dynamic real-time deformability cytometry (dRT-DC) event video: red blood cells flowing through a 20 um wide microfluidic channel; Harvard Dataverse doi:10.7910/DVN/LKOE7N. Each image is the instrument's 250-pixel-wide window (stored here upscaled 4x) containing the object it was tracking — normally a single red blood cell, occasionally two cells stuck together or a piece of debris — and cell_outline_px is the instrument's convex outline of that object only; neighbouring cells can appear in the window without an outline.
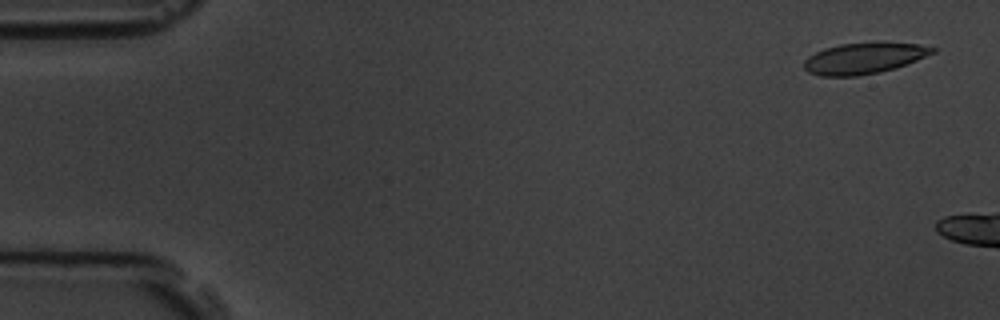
{"species": "common noctule bat (a hibernating species)", "species_latin": "Nyctalus noctula", "temperature_condition": "room temperature", "stored_images_in_passage": 3, "camera_frame_rate_fps": 3000, "um_per_image_px": 0.085, "animal": {"sex": "male", "body_mass_g": 19.5, "forearm_length_mm": 54.6}, "frame": {"image": 1, "passage_image": 1, "time_ms": 0.0, "image_size_px": [1000, 320], "cell_outline_px": [[936, 52], [896, 68], [880, 72], [856, 76], [820, 76], [808, 72], [804, 68], [804, 60], [808, 56], [824, 48], [840, 44], [876, 40], [884, 40], [920, 44], [936, 48]], "centroid_in_image_um": [73.47, 4.91], "position_along_channel_um": 11.5, "area_um2": 23.99}}